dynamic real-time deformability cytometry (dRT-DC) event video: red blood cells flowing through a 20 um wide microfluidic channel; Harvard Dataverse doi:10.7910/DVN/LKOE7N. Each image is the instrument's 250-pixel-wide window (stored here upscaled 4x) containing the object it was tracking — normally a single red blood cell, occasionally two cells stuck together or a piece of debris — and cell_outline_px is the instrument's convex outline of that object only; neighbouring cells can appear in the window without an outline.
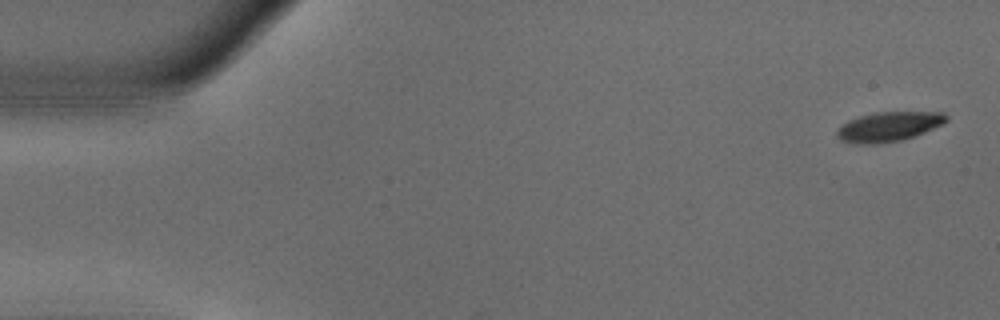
{"species": "common noctule bat (a hibernating species)", "species_latin": "Nyctalus noctula", "temperature_condition": "warm", "stored_images_in_passage": 11, "camera_frame_rate_fps": 3000, "um_per_image_px": 0.085, "animal": {"sex": "male", "body_mass_g": 18.8}, "frame": {"image": 1, "passage_image": 1, "time_ms": 0.0, "image_size_px": [1000, 320], "cell_outline_px": [[948, 120], [944, 124], [924, 132], [900, 140], [876, 144], [856, 144], [840, 140], [836, 136], [836, 132], [848, 120], [872, 112], [944, 112], [948, 116]], "centroid_in_image_um": [75.55, 10.76], "position_along_channel_um": 9.5, "area_um2": 18.84}}